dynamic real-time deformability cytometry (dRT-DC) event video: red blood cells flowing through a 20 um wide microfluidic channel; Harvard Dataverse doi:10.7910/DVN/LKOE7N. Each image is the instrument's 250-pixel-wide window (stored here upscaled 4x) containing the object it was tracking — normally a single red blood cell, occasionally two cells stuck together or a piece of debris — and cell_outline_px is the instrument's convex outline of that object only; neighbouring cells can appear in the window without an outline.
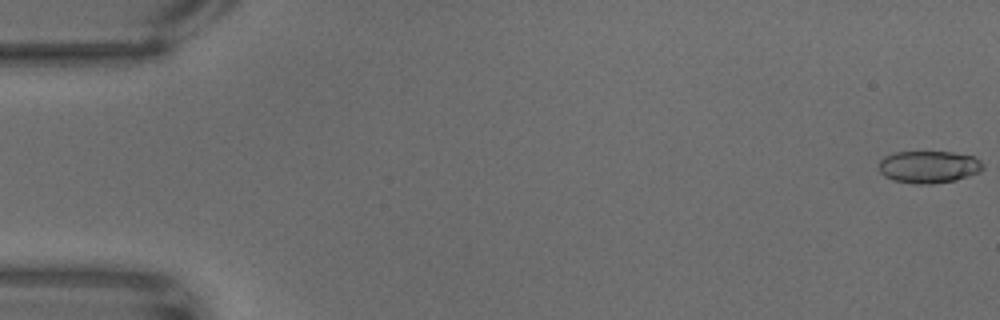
{"species": "common noctule bat (a hibernating species)", "species_latin": "Nyctalus noctula", "temperature_condition": "warm", "stored_images_in_passage": 66, "camera_frame_rate_fps": 3000, "um_per_image_px": 0.085, "animal": {"sex": "male", "body_mass_g": 18.8}, "frame": {"image": 1, "passage_image": 1, "time_ms": 0.0, "image_size_px": [1000, 320], "cell_outline_px": [[984, 168], [980, 172], [956, 180], [932, 184], [916, 184], [892, 180], [884, 176], [880, 172], [880, 160], [884, 156], [896, 152], [952, 152], [972, 156], [980, 160], [984, 164]], "centroid_in_image_um": [78.96, 14.19], "position_along_channel_um": 6.0, "area_um2": 19.65}}
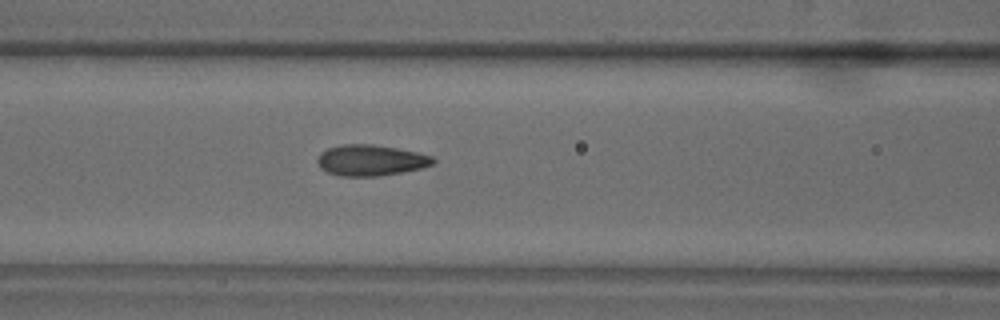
{"frame": {"image": 2, "passage_image": 28, "time_ms": 9.0, "image_size_px": [1000, 320], "cell_outline_px": [[436, 164], [424, 168], [380, 176], [340, 176], [328, 172], [320, 168], [316, 160], [320, 152], [328, 148], [340, 144], [372, 144], [396, 148], [416, 152], [432, 156], [436, 160]], "centroid_in_image_um": [31.52, 13.62], "position_along_channel_um": 135.1, "area_um2": 21.1}}
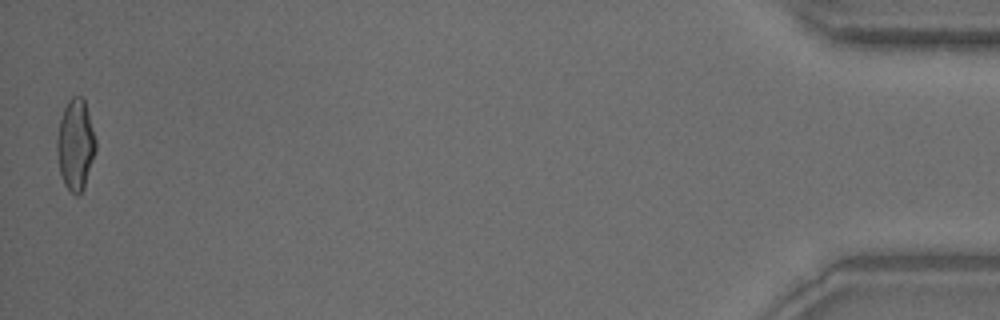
{"frame": {"image": 3, "passage_image": 65, "time_ms": 21.333, "image_size_px": [1000, 320], "cell_outline_px": [[96, 152], [84, 188], [76, 196], [64, 184], [60, 172], [56, 148], [56, 140], [60, 120], [64, 108], [68, 100], [72, 96], [80, 96], [84, 100], [96, 140]], "centroid_in_image_um": [6.42, 12.31], "position_along_channel_um": 428.8, "area_um2": 20.4}}